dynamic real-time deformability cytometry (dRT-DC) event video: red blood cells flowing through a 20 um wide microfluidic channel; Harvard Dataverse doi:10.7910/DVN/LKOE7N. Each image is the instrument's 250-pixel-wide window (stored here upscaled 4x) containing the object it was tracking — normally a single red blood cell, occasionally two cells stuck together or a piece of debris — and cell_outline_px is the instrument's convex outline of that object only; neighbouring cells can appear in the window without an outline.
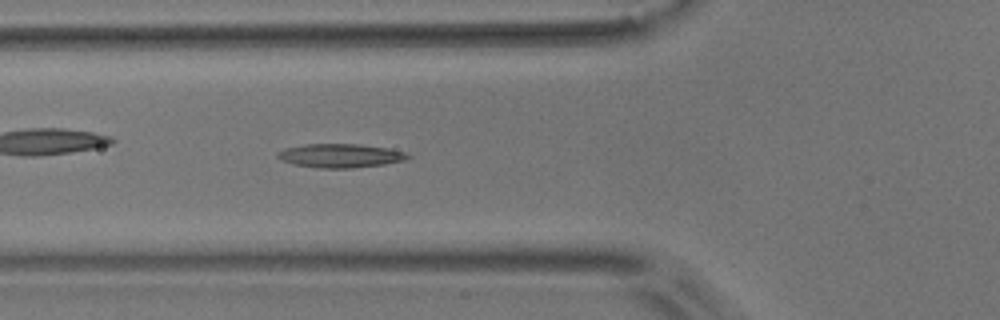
{"species": "common noctule bat (a hibernating species)", "species_latin": "Nyctalus noctula", "temperature_condition": "room temperature", "stored_images_in_passage": 2, "camera_frame_rate_fps": 3000, "um_per_image_px": 0.085, "animal": {"sex": "male", "body_mass_g": 17.9}, "frame": {"image": 1, "passage_image": 2, "time_ms": 1.0, "image_size_px": [1000, 320], "cell_outline_px": [[412, 156], [408, 160], [384, 164], [352, 168], [316, 168], [292, 164], [280, 160], [276, 156], [276, 152], [284, 148], [304, 144], [360, 144], [388, 148], [408, 152]], "centroid_in_image_um": [28.93, 13.23], "position_along_channel_um": 96.9, "area_um2": 18.44}}